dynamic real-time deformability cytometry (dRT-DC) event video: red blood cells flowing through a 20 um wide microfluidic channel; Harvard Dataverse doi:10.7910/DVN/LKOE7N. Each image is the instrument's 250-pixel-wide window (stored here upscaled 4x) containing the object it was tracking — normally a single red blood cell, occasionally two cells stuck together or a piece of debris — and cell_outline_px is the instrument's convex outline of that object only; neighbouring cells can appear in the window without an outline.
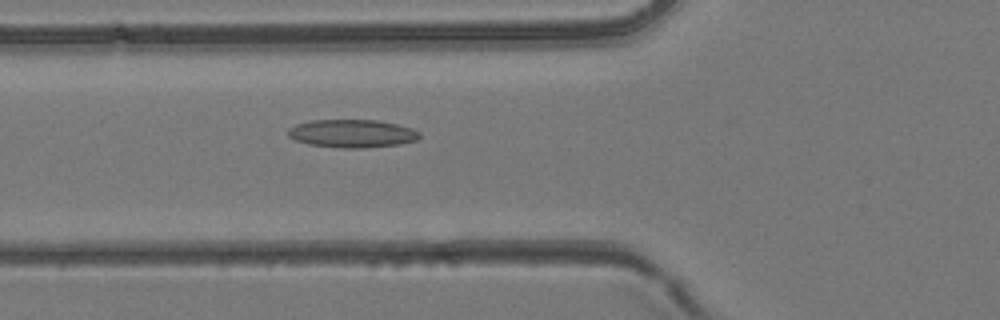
{"species": "common noctule bat (a hibernating species)", "species_latin": "Nyctalus noctula", "temperature_condition": "room temperature", "stored_images_in_passage": 43, "camera_frame_rate_fps": 3000, "um_per_image_px": 0.085, "animal": {"sex": "female", "body_mass_g": 24.6, "forearm_length_mm": 56.2}, "frame": {"image": 1, "passage_image": 16, "time_ms": 5.0, "image_size_px": [1000, 320], "cell_outline_px": [[420, 136], [416, 140], [400, 144], [364, 148], [344, 148], [308, 144], [296, 140], [288, 136], [288, 128], [296, 124], [312, 120], [376, 120], [396, 124], [412, 128], [420, 132]], "centroid_in_image_um": [29.93, 11.35], "position_along_channel_um": 95.9, "area_um2": 21.44}}
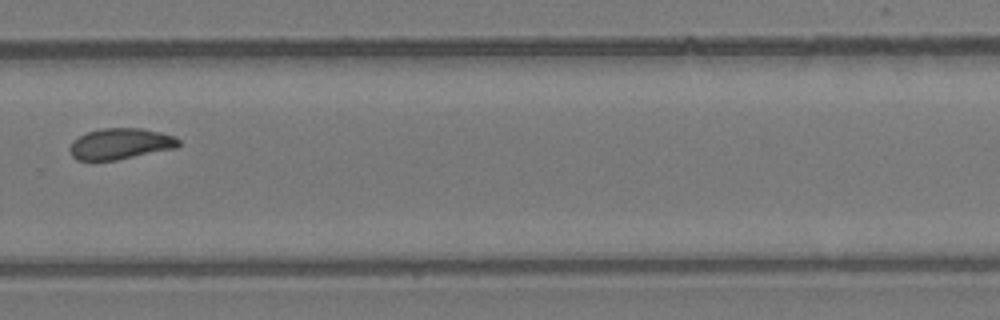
{"frame": {"image": 2, "passage_image": 30, "time_ms": 9.667, "image_size_px": [1000, 320], "cell_outline_px": [[180, 144], [176, 148], [116, 160], [76, 160], [72, 156], [68, 148], [72, 140], [88, 132], [100, 128], [140, 128], [160, 132], [172, 136], [180, 140]], "centroid_in_image_um": [10.2, 12.22], "position_along_channel_um": 319.6, "area_um2": 19.65}}
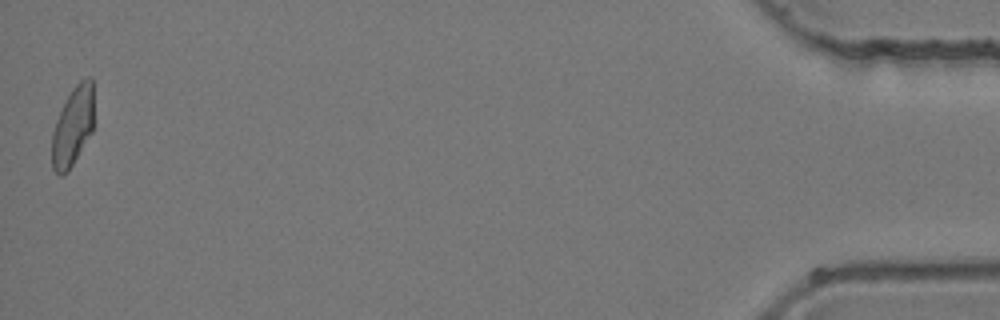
{"frame": {"image": 3, "passage_image": 43, "time_ms": 14.0, "image_size_px": [1000, 320], "cell_outline_px": [[92, 132], [68, 172], [60, 176], [52, 168], [52, 132], [56, 120], [72, 88], [80, 80], [88, 76], [92, 76]], "centroid_in_image_um": [6.17, 10.76], "position_along_channel_um": 429.0, "area_um2": 19.13}}